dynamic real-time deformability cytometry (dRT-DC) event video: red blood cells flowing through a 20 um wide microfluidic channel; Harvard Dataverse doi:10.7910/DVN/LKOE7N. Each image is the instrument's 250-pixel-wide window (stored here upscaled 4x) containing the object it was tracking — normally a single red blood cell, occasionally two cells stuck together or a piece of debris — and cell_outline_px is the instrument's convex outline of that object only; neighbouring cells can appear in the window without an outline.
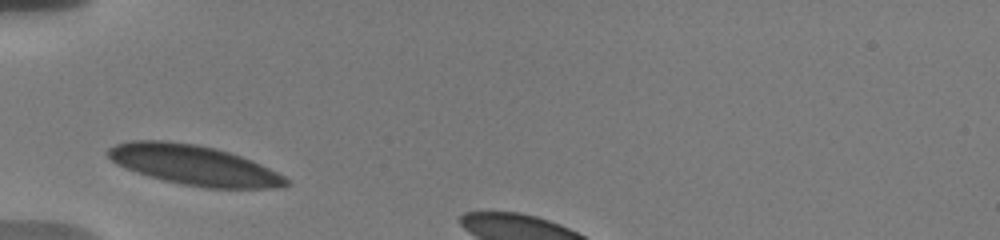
{"species": "human", "species_latin": "Homo sapiens", "temperature_condition": "warm", "stored_images_in_passage": 3, "camera_frame_rate_fps": 3000, "um_per_image_px": 0.085, "donor": {"sex": "male"}, "frame": {"image": 1, "passage_image": 1, "time_ms": 0.0, "image_size_px": [1000, 240], "cell_outline_px": [[292, 184], [280, 188], [204, 188], [164, 180], [148, 176], [136, 172], [116, 164], [108, 156], [108, 148], [116, 144], [132, 140], [168, 140], [196, 144], [216, 148], [240, 156], [260, 164], [284, 176]], "centroid_in_image_um": [16.48, 14.03], "position_along_channel_um": 68.5, "area_um2": 41.27}}
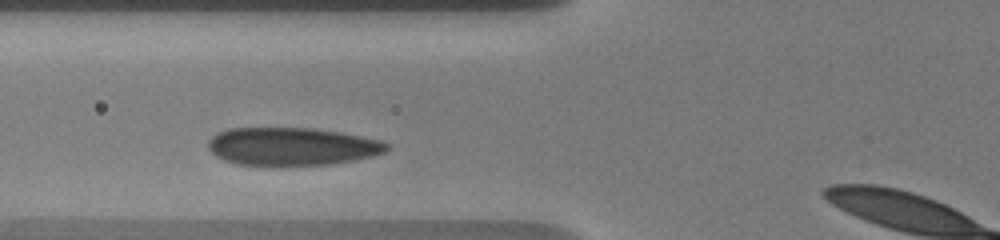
{"frame": {"image": 2, "passage_image": 2, "time_ms": 1.0, "image_size_px": [1000, 240], "cell_outline_px": [[388, 148], [384, 152], [372, 156], [332, 164], [236, 164], [224, 160], [216, 156], [208, 148], [208, 140], [212, 136], [228, 128], [312, 128], [340, 132], [380, 140], [388, 144]], "centroid_in_image_um": [24.79, 12.43], "position_along_channel_um": 101.0, "area_um2": 38.9}}
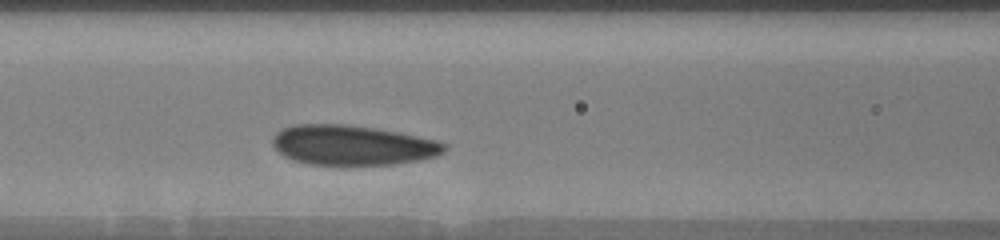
{"frame": {"image": 3, "passage_image": 3, "time_ms": 2.0, "image_size_px": [1000, 240], "cell_outline_px": [[448, 148], [444, 152], [436, 156], [420, 160], [392, 164], [340, 168], [308, 164], [292, 160], [284, 156], [272, 144], [272, 140], [276, 132], [284, 128], [296, 124], [344, 124], [372, 128], [396, 132], [436, 140], [448, 144]], "centroid_in_image_um": [29.95, 12.39], "position_along_channel_um": 136.7, "area_um2": 40.86}}